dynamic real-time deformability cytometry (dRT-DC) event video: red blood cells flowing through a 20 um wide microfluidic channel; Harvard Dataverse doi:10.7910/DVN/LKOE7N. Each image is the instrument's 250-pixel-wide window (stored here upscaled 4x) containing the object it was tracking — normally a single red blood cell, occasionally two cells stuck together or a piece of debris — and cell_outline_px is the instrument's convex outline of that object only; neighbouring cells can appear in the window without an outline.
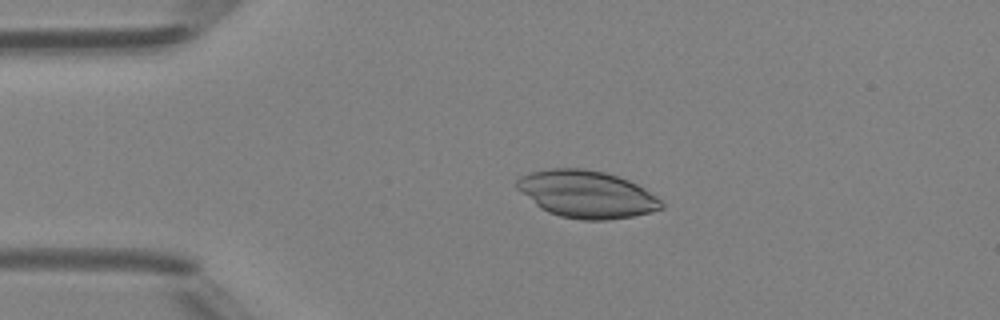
{"species": "Egyptian fruit bat (a non-hibernating species)", "species_latin": "Rousettus aegyptiacus", "temperature_condition": "room temperature", "stored_images_in_passage": 46, "camera_frame_rate_fps": 3000, "um_per_image_px": 0.085, "animal": {"sex": "female"}, "frame": {"image": 1, "passage_image": 9, "time_ms": 2.667, "image_size_px": [1000, 320], "cell_outline_px": [[664, 208], [652, 212], [632, 216], [608, 220], [580, 220], [560, 216], [548, 212], [540, 208], [516, 188], [516, 180], [520, 176], [532, 172], [552, 168], [584, 168], [604, 172], [628, 180], [644, 188], [656, 196], [664, 204]], "centroid_in_image_um": [49.86, 16.51], "position_along_channel_um": 35.1, "area_um2": 39.77}}
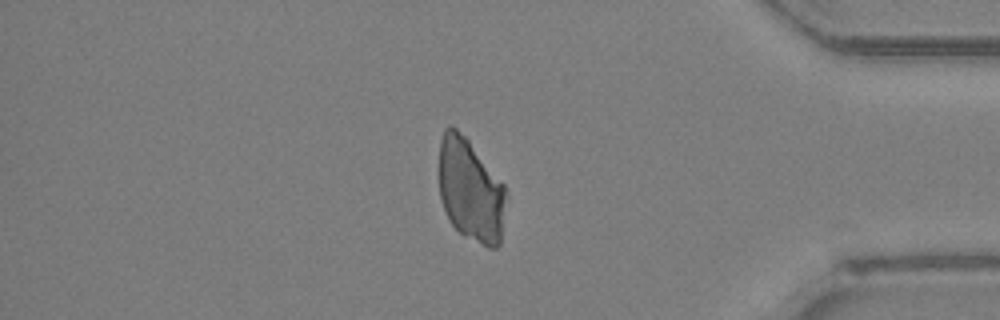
{"frame": {"image": 2, "passage_image": 39, "time_ms": 12.667, "image_size_px": [1000, 320], "cell_outline_px": [[508, 196], [500, 244], [496, 248], [488, 248], [464, 236], [452, 224], [440, 200], [440, 140], [444, 128], [448, 124], [452, 124], [468, 140], [504, 184], [508, 192]], "centroid_in_image_um": [40.03, 16.18], "position_along_channel_um": 395.2, "area_um2": 40.52}}
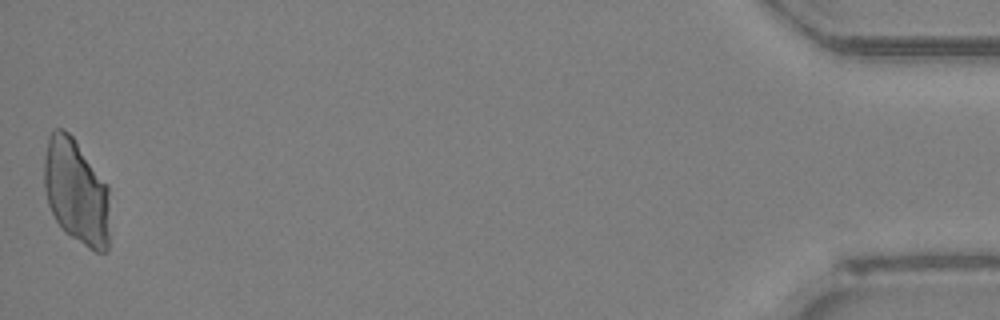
{"frame": {"image": 3, "passage_image": 46, "time_ms": 15.0, "image_size_px": [1000, 320], "cell_outline_px": [[108, 252], [96, 252], [88, 248], [64, 232], [56, 220], [48, 204], [44, 188], [44, 156], [48, 136], [52, 128], [64, 128], [72, 136], [108, 184]], "centroid_in_image_um": [6.46, 16.27], "position_along_channel_um": 428.7, "area_um2": 40.52}}